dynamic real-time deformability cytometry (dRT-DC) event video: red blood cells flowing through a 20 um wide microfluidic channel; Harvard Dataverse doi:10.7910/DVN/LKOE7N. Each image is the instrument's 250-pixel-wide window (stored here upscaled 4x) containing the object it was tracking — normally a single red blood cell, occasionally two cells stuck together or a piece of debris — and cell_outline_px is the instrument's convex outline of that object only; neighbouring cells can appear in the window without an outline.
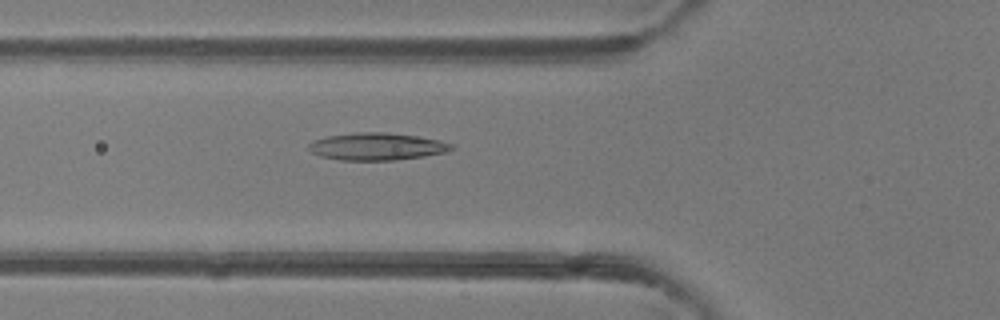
{"species": "common noctule bat (a hibernating species)", "species_latin": "Nyctalus noctula", "temperature_condition": "room temperature", "stored_images_in_passage": 50, "camera_frame_rate_fps": 3000, "um_per_image_px": 0.085, "animal": {"sex": "female"}, "frame": {"image": 1, "passage_image": 18, "time_ms": 5.667, "image_size_px": [1000, 320], "cell_outline_px": [[456, 148], [444, 152], [424, 156], [396, 160], [340, 160], [320, 156], [312, 152], [308, 148], [308, 144], [312, 140], [328, 136], [356, 132], [384, 132], [416, 136], [440, 140], [452, 144]], "centroid_in_image_um": [32.02, 12.45], "position_along_channel_um": 93.8, "area_um2": 22.72}}
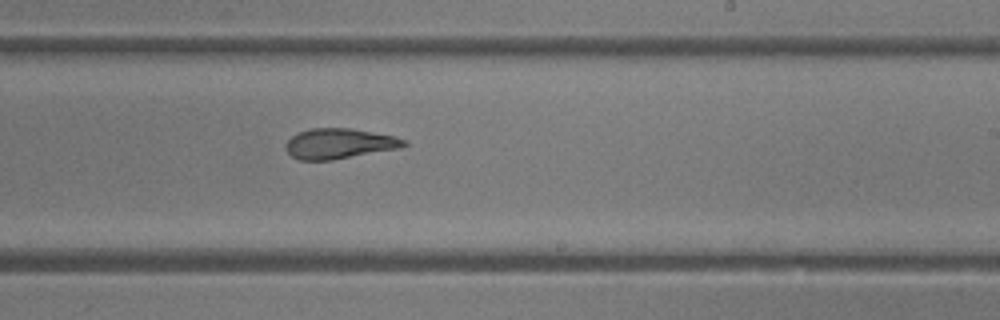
{"frame": {"image": 2, "passage_image": 30, "time_ms": 9.667, "image_size_px": [1000, 320], "cell_outline_px": [[408, 144], [400, 148], [332, 160], [300, 160], [292, 156], [284, 148], [288, 140], [292, 136], [300, 132], [312, 128], [352, 128], [396, 136], [408, 140]], "centroid_in_image_um": [28.88, 12.2], "position_along_channel_um": 260.1, "area_um2": 20.92}}
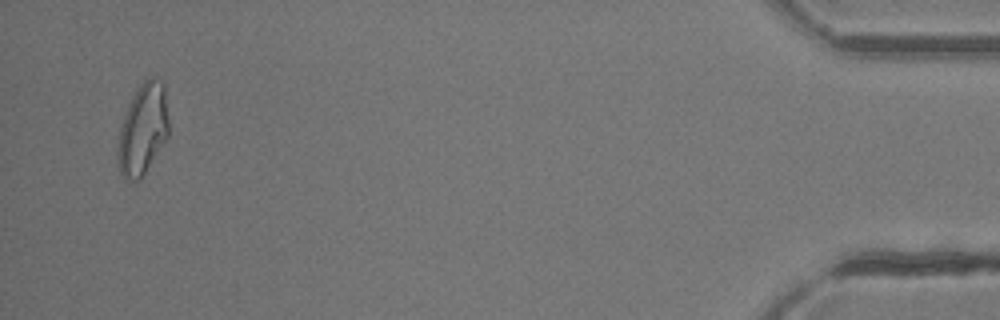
{"frame": {"image": 3, "passage_image": 48, "time_ms": 15.667, "image_size_px": [1000, 320], "cell_outline_px": [[168, 136], [140, 180], [124, 180], [120, 172], [116, 152], [116, 148], [120, 128], [128, 104], [136, 88], [144, 80], [152, 76], [156, 76], [164, 84], [168, 120]], "centroid_in_image_um": [12.12, 10.98], "position_along_channel_um": 423.1, "area_um2": 27.17}, "authors_computed_cell_mechanics": {"area_um2": 22.9755, "velocity_mm_per_s": 4.1505, "shape_relaxation_time_tau1_ms": null, "shape_relaxation_time_tau2_ms": 2.1996, "deformation_change_tau1": null, "deformation_change_tau2": 0.1069}}